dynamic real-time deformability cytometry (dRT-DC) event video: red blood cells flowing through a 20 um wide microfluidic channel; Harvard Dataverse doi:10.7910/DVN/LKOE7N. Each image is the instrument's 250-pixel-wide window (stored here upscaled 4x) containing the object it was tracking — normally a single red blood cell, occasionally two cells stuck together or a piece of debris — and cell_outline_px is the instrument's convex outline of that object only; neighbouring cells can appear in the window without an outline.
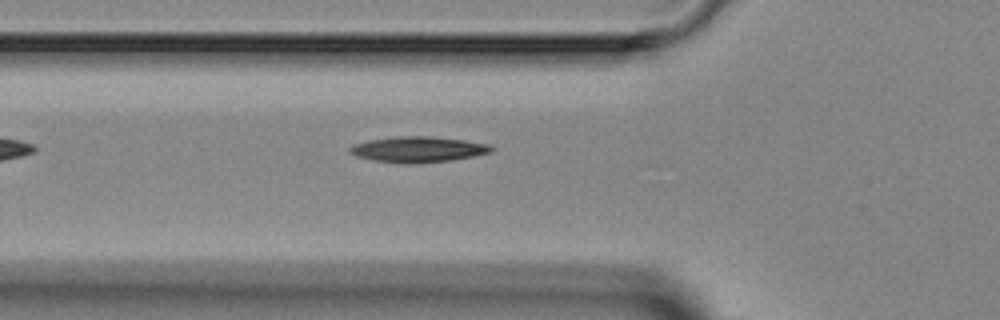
{"species": "Egyptian fruit bat (a non-hibernating species)", "species_latin": "Rousettus aegyptiacus", "temperature_condition": "room temperature", "stored_images_in_passage": 2, "camera_frame_rate_fps": 3000, "um_per_image_px": 0.085, "animal": {"sex": "female"}, "frame": {"image": 1, "passage_image": 2, "time_ms": 1.333, "image_size_px": [1000, 320], "cell_outline_px": [[496, 148], [492, 152], [452, 160], [408, 164], [400, 164], [372, 160], [356, 156], [348, 152], [348, 148], [352, 144], [368, 140], [400, 136], [428, 136], [464, 140], [492, 144]], "centroid_in_image_um": [35.53, 12.7], "position_along_channel_um": 90.3, "area_um2": 21.44}}